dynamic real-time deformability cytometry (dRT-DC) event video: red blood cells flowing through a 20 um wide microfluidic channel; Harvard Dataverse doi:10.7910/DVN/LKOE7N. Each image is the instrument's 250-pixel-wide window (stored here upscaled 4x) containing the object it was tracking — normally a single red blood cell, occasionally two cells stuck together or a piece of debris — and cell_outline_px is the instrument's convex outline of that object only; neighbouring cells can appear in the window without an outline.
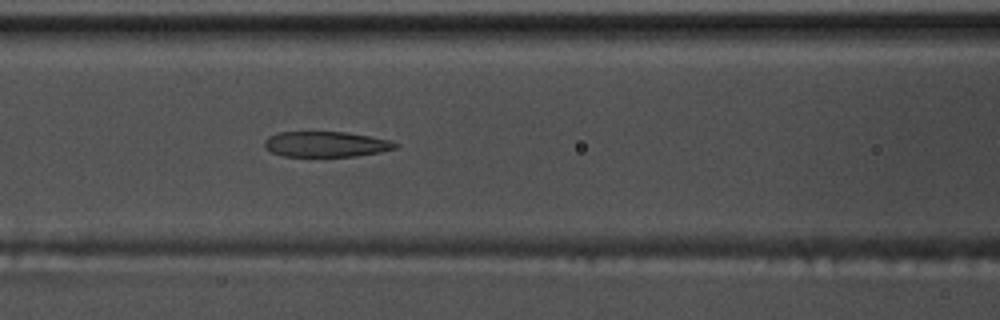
{"species": "common noctule bat (a hibernating species)", "species_latin": "Nyctalus noctula", "temperature_condition": "warm", "stored_images_in_passage": 37, "camera_frame_rate_fps": 3000, "um_per_image_px": 0.085, "animal": {"sex": "male", "body_mass_g": 17.5, "forearm_length_mm": 52.3}, "frame": {"image": 1, "passage_image": 6, "time_ms": 1.667, "image_size_px": [1000, 320], "cell_outline_px": [[396, 148], [380, 152], [356, 156], [284, 156], [272, 152], [264, 148], [264, 140], [268, 136], [280, 132], [348, 132], [388, 140], [396, 144]], "centroid_in_image_um": [27.65, 12.25], "position_along_channel_um": 139.0, "area_um2": 19.25}}
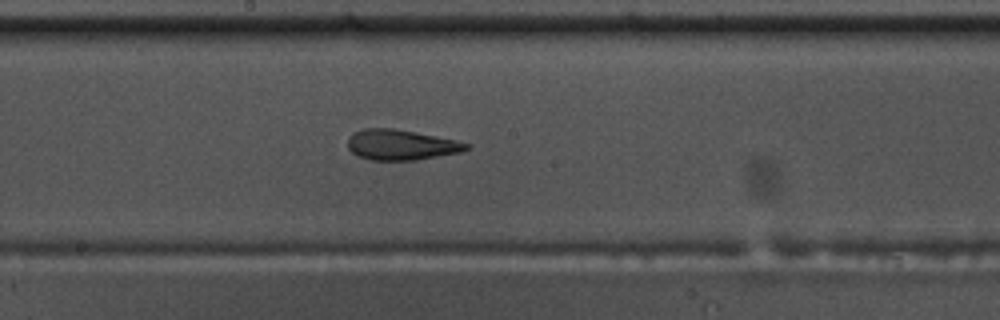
{"frame": {"image": 2, "passage_image": 12, "time_ms": 3.667, "image_size_px": [1000, 320], "cell_outline_px": [[472, 144], [468, 148], [460, 152], [416, 160], [372, 160], [356, 156], [348, 148], [348, 136], [352, 132], [364, 128], [396, 128], [456, 140]], "centroid_in_image_um": [34.05, 12.3], "position_along_channel_um": 214.1, "area_um2": 21.15}}
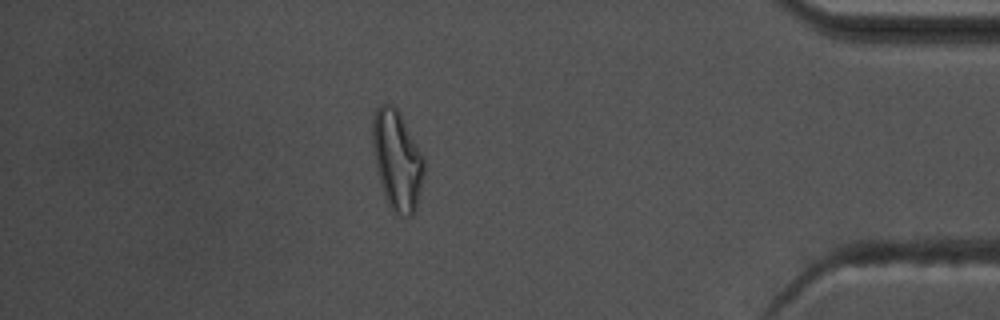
{"frame": {"image": 3, "passage_image": 30, "time_ms": 9.667, "image_size_px": [1000, 320], "cell_outline_px": [[424, 176], [416, 208], [412, 216], [396, 216], [388, 204], [384, 196], [380, 184], [376, 168], [372, 148], [372, 116], [376, 108], [380, 104], [392, 104], [396, 108], [424, 156]], "centroid_in_image_um": [33.74, 13.64], "position_along_channel_um": 401.5, "area_um2": 30.17}}